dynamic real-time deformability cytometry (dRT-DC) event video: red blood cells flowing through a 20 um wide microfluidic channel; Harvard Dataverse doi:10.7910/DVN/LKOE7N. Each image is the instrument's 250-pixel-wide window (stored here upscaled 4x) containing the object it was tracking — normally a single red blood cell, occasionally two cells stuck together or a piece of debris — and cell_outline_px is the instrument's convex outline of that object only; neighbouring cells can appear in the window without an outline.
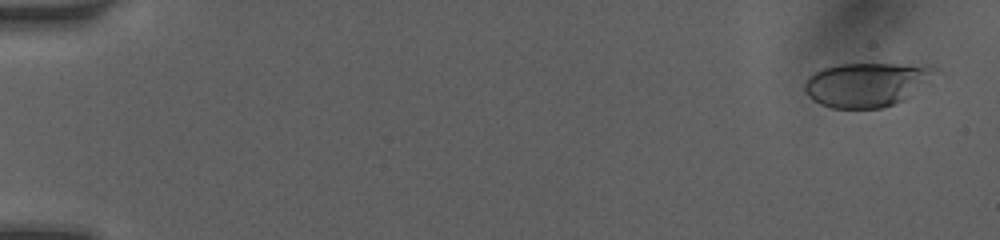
{"species": "human", "species_latin": "Homo sapiens", "temperature_condition": "room temperature", "stored_images_in_passage": 46, "camera_frame_rate_fps": 3000, "um_per_image_px": 0.085, "donor": {"sex": "female"}, "frame": {"image": 1, "passage_image": 3, "time_ms": 0.667, "image_size_px": [1000, 240], "cell_outline_px": [[924, 68], [904, 100], [880, 108], [832, 108], [820, 104], [808, 96], [804, 88], [804, 80], [808, 76], [824, 68], [840, 64], [896, 64]], "centroid_in_image_um": [73.23, 7.23], "position_along_channel_um": 11.8, "area_um2": 30.69}}
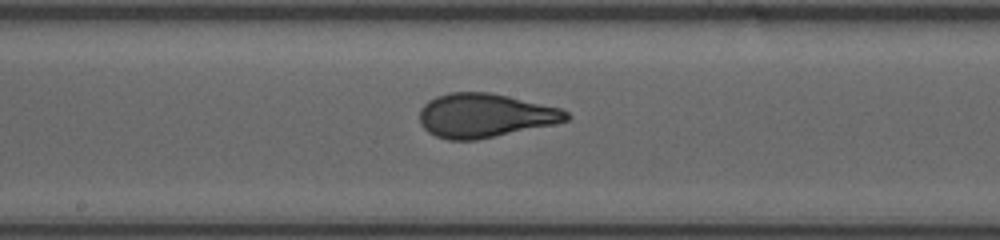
{"frame": {"image": 2, "passage_image": 26, "time_ms": 9.333, "image_size_px": [1000, 240], "cell_outline_px": [[572, 116], [568, 120], [552, 124], [476, 140], [448, 140], [436, 136], [428, 132], [420, 124], [420, 108], [428, 100], [436, 96], [452, 92], [488, 92], [508, 96], [560, 108], [568, 112]], "centroid_in_image_um": [41.18, 9.81], "position_along_channel_um": 207.0, "area_um2": 37.4}}
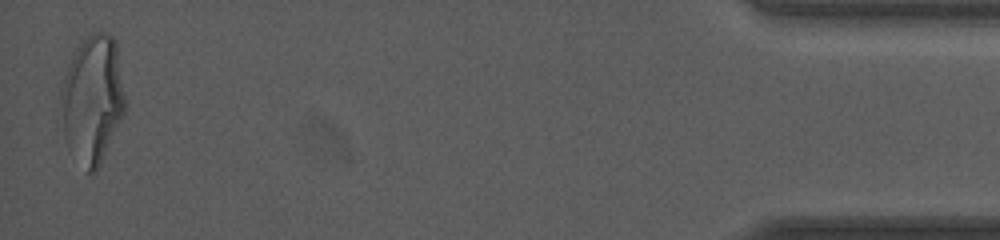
{"frame": {"image": 3, "passage_image": 46, "time_ms": 16.667, "image_size_px": [1000, 240], "cell_outline_px": [[124, 116], [96, 172], [88, 172], [68, 152], [64, 136], [60, 96], [60, 88], [68, 64], [72, 56], [88, 32], [108, 32], [116, 40], [124, 96]], "centroid_in_image_um": [7.84, 8.45], "position_along_channel_um": 427.4, "area_um2": 48.15}, "authors_computed_cell_mechanics": {"area_um2": 37.1365, "velocity_mm_per_s": 4.1118, "shape_relaxation_time_tau1_ms": 3.6943, "shape_relaxation_time_tau2_ms": 0.6795, "deformation_change_tau1": 0.1793, "deformation_change_tau2": 0.0671}}